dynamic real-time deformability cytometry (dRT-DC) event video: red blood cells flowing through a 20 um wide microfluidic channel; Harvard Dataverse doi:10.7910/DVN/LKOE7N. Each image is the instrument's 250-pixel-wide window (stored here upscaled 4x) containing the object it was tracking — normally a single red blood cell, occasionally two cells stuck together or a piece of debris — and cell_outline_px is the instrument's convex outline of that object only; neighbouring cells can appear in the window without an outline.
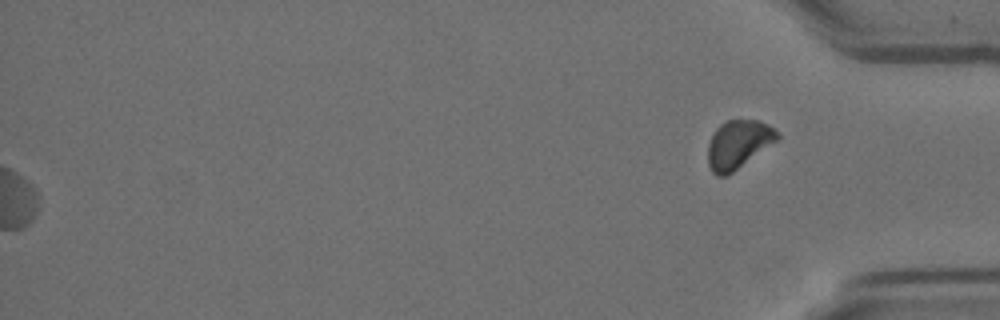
{"species": "Egyptian fruit bat (a non-hibernating species)", "species_latin": "Rousettus aegyptiacus", "temperature_condition": "room temperature", "stored_images_in_passage": 58, "segment_of_instrument_passage": [2, 2], "camera_frame_rate_fps": 3000, "um_per_image_px": 0.085, "animal": {"sex": "female"}, "frame": {"image": 1, "passage_image": 58, "time_ms": 19.0, "image_size_px": [1000, 320], "cell_outline_px": [[780, 136], [776, 140], [732, 172], [724, 176], [716, 176], [712, 172], [708, 164], [708, 144], [716, 128], [720, 124], [728, 120], [756, 120], [768, 124], [780, 132]], "centroid_in_image_um": [62.73, 12.25], "position_along_channel_um": 372.5, "area_um2": 19.19}}